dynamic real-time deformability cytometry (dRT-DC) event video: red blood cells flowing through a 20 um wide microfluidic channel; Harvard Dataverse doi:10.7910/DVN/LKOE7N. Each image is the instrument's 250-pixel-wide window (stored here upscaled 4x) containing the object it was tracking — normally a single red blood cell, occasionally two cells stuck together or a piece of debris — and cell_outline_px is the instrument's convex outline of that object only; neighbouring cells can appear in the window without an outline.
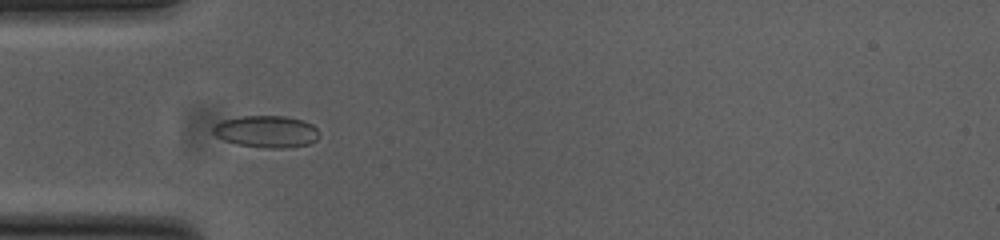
{"species": "common noctule bat (a hibernating species)", "species_latin": "Nyctalus noctula", "temperature_condition": "cold", "stored_images_in_passage": 9, "camera_frame_rate_fps": 3000, "um_per_image_px": 0.085, "animal": {"sex": "female", "body_mass_g": 23.0, "forearm_length_mm": 53.4}, "frame": {"image": 1, "passage_image": 2, "time_ms": 0.333, "image_size_px": [1000, 240], "cell_outline_px": [[320, 136], [316, 140], [308, 144], [284, 148], [264, 148], [236, 144], [224, 140], [216, 136], [212, 132], [212, 128], [220, 120], [240, 116], [284, 116], [304, 120], [312, 124], [320, 132]], "centroid_in_image_um": [22.65, 11.18], "position_along_channel_um": 62.4, "area_um2": 20.0}}
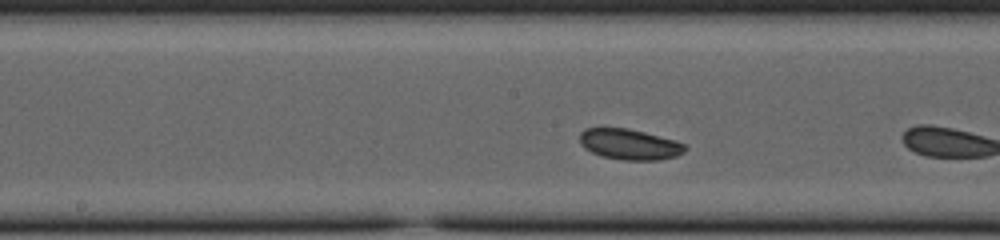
{"frame": {"image": 2, "passage_image": 8, "time_ms": 2.333, "image_size_px": [1000, 240], "cell_outline_px": [[688, 148], [684, 152], [676, 156], [656, 160], [620, 160], [600, 156], [584, 148], [580, 144], [580, 132], [584, 128], [628, 128], [676, 140], [684, 144]], "centroid_in_image_um": [53.5, 12.27], "position_along_channel_um": 194.7, "area_um2": 18.96}}